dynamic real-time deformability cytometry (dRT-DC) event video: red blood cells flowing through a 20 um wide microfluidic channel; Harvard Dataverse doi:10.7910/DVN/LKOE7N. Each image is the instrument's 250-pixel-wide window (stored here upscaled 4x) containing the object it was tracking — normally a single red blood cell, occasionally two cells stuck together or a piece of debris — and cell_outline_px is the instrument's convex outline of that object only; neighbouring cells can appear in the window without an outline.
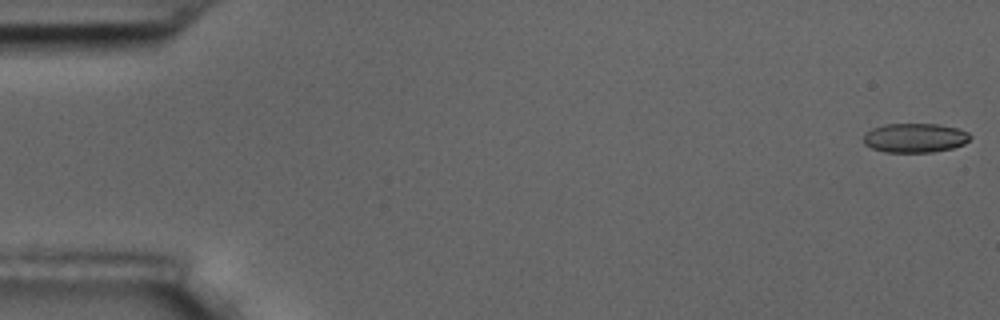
{"species": "common noctule bat (a hibernating species)", "species_latin": "Nyctalus noctula", "temperature_condition": "room temperature", "stored_images_in_passage": 6, "camera_frame_rate_fps": 3000, "um_per_image_px": 0.085, "animal": {"sex": "male", "body_mass_g": 17.5, "forearm_length_mm": 52.3}, "frame": {"image": 1, "passage_image": 1, "time_ms": 0.0, "image_size_px": [1000, 320], "cell_outline_px": [[972, 136], [964, 144], [952, 148], [932, 152], [884, 152], [872, 148], [864, 144], [864, 132], [872, 128], [884, 124], [936, 124], [960, 128], [968, 132]], "centroid_in_image_um": [77.76, 11.71], "position_along_channel_um": 7.2, "area_um2": 18.32}}
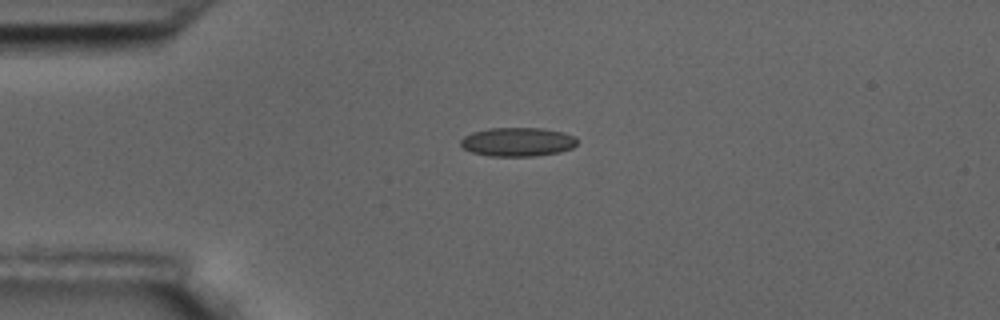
{"frame": {"image": 2, "passage_image": 4, "time_ms": 1.0, "image_size_px": [1000, 320], "cell_outline_px": [[576, 144], [572, 148], [560, 152], [536, 156], [488, 156], [472, 152], [464, 148], [460, 144], [460, 140], [464, 136], [472, 132], [488, 128], [544, 128], [564, 132], [576, 136]], "centroid_in_image_um": [44.0, 12.06], "position_along_channel_um": 41.0, "area_um2": 19.77}}